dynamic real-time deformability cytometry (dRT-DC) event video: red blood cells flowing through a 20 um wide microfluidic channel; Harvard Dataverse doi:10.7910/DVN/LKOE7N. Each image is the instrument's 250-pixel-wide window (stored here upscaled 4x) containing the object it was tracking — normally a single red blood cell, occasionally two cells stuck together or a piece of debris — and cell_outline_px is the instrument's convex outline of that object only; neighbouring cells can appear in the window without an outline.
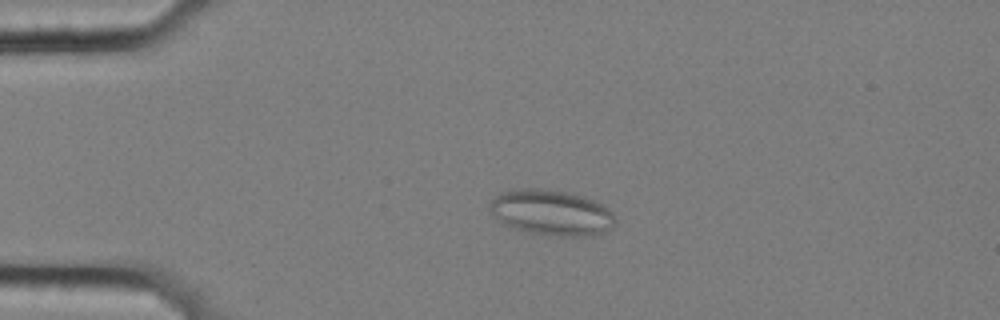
{"species": "common noctule bat (a hibernating species)", "species_latin": "Nyctalus noctula", "temperature_condition": "cold", "stored_images_in_passage": 58, "segment_of_instrument_passage": [1, 2], "camera_frame_rate_fps": 3000, "um_per_image_px": 0.085, "animal": {"sex": "female", "body_mass_g": 25.1}, "frame": {"image": 1, "passage_image": 14, "time_ms": 4.333, "image_size_px": [1000, 320], "cell_outline_px": [[616, 224], [612, 228], [604, 232], [592, 236], [548, 236], [528, 232], [504, 224], [488, 208], [488, 200], [500, 192], [516, 188], [540, 188], [568, 192], [584, 196], [596, 200], [604, 204], [612, 212], [616, 220]], "centroid_in_image_um": [46.89, 18.06], "position_along_channel_um": 38.1, "area_um2": 33.93}}